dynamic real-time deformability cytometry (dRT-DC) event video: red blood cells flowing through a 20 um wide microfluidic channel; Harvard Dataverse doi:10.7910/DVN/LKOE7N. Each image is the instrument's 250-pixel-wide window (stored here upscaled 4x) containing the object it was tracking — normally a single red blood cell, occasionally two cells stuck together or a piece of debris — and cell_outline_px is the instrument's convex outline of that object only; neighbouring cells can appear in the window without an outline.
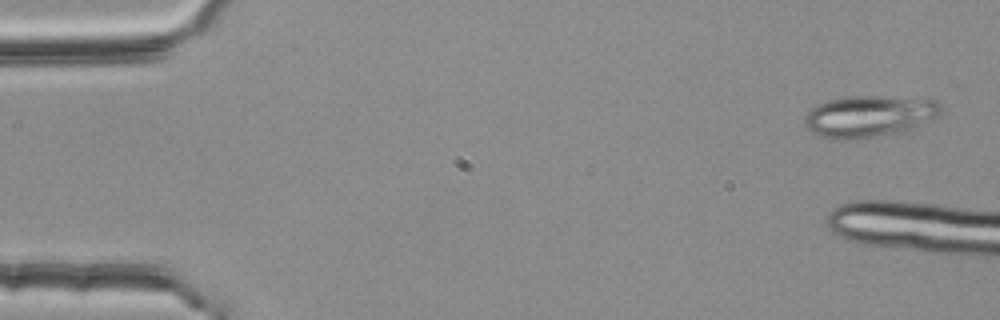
{"species": "common noctule bat (a hibernating species)", "species_latin": "Nyctalus noctula", "temperature_condition": "room temperature", "stored_images_in_passage": 14, "camera_frame_rate_fps": 3000, "um_per_image_px": 0.085, "animal": {"sex": "female", "body_mass_g": 25.1}, "frame": {"image": 1, "passage_image": 1, "time_ms": 0.0, "image_size_px": [1000, 320], "cell_outline_px": [[944, 108], [940, 116], [904, 132], [876, 136], [836, 140], [820, 136], [812, 132], [804, 124], [804, 116], [812, 108], [828, 100], [848, 96], [876, 96], [936, 100]], "centroid_in_image_um": [73.91, 9.88], "position_along_channel_um": 11.1, "area_um2": 33.0}}